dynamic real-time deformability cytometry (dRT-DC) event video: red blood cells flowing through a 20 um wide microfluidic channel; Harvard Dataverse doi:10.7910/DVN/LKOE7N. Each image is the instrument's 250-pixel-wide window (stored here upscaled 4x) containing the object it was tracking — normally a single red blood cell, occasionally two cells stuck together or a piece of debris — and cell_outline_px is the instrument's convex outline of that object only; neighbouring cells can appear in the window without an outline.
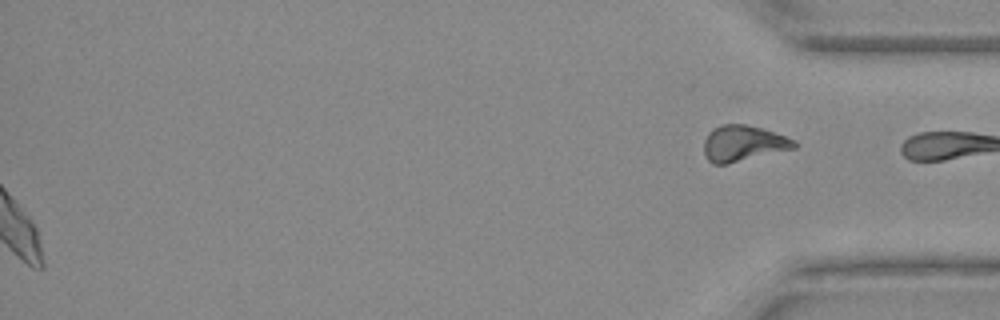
{"species": "Egyptian fruit bat (a non-hibernating species)", "species_latin": "Rousettus aegyptiacus", "temperature_condition": "warm", "stored_images_in_passage": 38, "segment_of_instrument_passage": [2, 2], "camera_frame_rate_fps": 3000, "um_per_image_px": 0.085, "animal": {"sex": "female"}, "frame": {"image": 1, "passage_image": 38, "time_ms": 12.333, "image_size_px": [1000, 320], "cell_outline_px": [[796, 148], [728, 164], [712, 164], [708, 160], [704, 152], [704, 140], [708, 132], [712, 128], [724, 124], [744, 124], [760, 128], [796, 140]], "centroid_in_image_um": [63.14, 12.2], "position_along_channel_um": 372.1, "area_um2": 18.84}}